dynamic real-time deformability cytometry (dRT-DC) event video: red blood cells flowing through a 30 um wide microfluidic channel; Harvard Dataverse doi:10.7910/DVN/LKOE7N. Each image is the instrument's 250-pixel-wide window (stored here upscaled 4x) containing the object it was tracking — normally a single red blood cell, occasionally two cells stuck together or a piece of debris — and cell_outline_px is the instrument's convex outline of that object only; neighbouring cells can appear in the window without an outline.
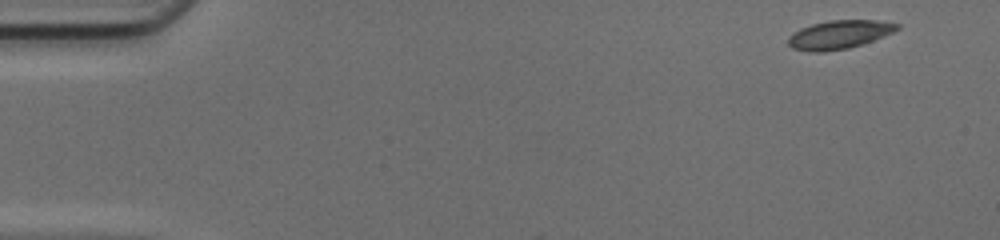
{"species": "common noctule bat (a hibernating species)", "species_latin": "Nyctalus noctula", "temperature_condition": "cold", "stored_images_in_passage": 47, "camera_frame_rate_fps": 3000, "um_per_image_px": 0.085, "animal": {"sex": "female", "body_mass_g": 17.0, "forearm_length_mm": 48.0}, "frame": {"image": 1, "passage_image": 1, "time_ms": 0.0, "image_size_px": [1000, 240], "cell_outline_px": [[900, 28], [884, 36], [848, 48], [824, 52], [808, 52], [792, 48], [788, 44], [788, 36], [792, 32], [800, 28], [812, 24], [828, 20], [876, 20], [900, 24]], "centroid_in_image_um": [71.28, 2.94], "position_along_channel_um": 13.7, "area_um2": 18.15}}
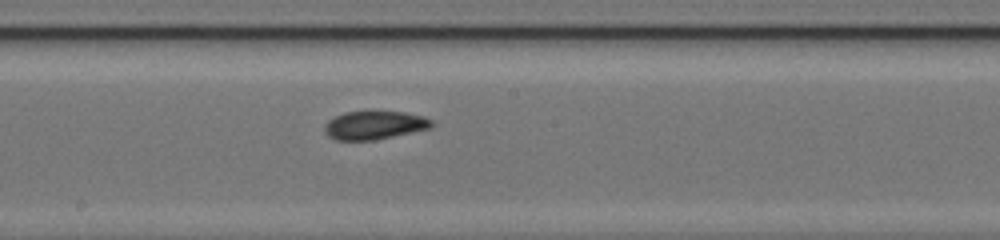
{"frame": {"image": 2, "passage_image": 25, "time_ms": 8.0, "image_size_px": [1000, 240], "cell_outline_px": [[436, 124], [432, 128], [376, 140], [336, 140], [328, 136], [324, 132], [324, 124], [328, 120], [344, 112], [368, 108], [404, 112], [424, 116], [432, 120]], "centroid_in_image_um": [31.84, 10.59], "position_along_channel_um": 216.4, "area_um2": 18.73}}
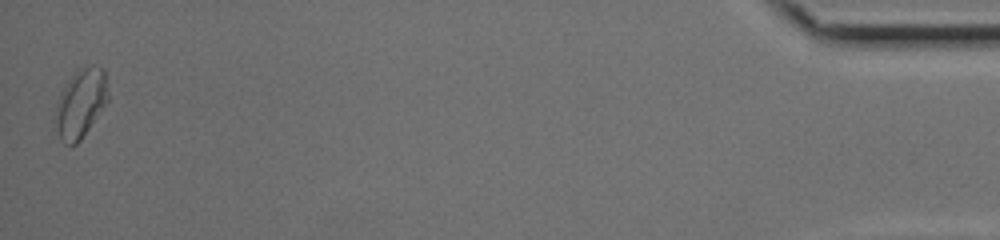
{"frame": {"image": 3, "passage_image": 47, "time_ms": 15.333, "image_size_px": [1000, 240], "cell_outline_px": [[108, 100], [80, 140], [76, 144], [64, 144], [60, 140], [56, 124], [56, 104], [60, 92], [68, 80], [76, 72], [88, 64], [96, 64], [104, 68], [108, 92]], "centroid_in_image_um": [6.86, 8.74], "position_along_channel_um": 428.3, "area_um2": 20.87}, "authors_computed_cell_mechanics": {"area_um2": 17.8024, "velocity_mm_per_s": 4.1775, "shape_relaxation_time_tau1_ms": 7.5544, "shape_relaxation_time_tau2_ms": 2.2278, "deformation_change_tau1": 0.1748, "deformation_change_tau2": 0.0718}}